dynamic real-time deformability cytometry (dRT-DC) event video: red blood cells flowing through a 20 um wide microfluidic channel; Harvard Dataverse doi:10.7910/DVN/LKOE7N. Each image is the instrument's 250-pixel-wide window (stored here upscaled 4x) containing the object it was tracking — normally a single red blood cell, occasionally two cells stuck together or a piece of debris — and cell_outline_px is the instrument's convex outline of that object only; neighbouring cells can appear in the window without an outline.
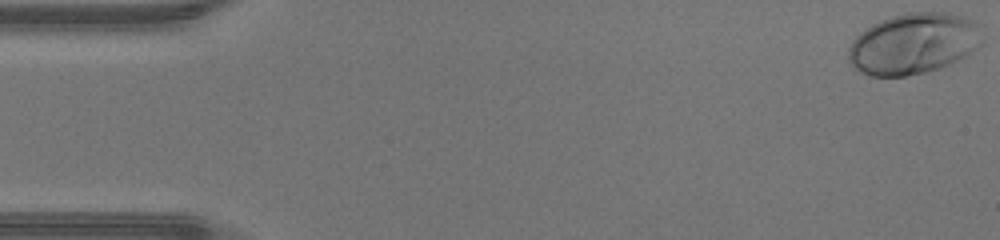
{"species": "human", "species_latin": "Homo sapiens", "temperature_condition": "warm", "stored_images_in_passage": 47, "camera_frame_rate_fps": 3000, "um_per_image_px": 0.085, "donor": {"sex": "male"}, "frame": {"image": 1, "passage_image": 1, "time_ms": 0.0, "image_size_px": [1000, 240], "cell_outline_px": [[984, 44], [964, 56], [940, 68], [924, 72], [904, 76], [868, 76], [856, 68], [848, 60], [848, 48], [852, 40], [860, 32], [872, 24], [880, 20], [892, 16], [908, 12], [948, 12], [964, 16], [972, 20], [976, 24], [984, 40]], "centroid_in_image_um": [77.64, 3.7], "position_along_channel_um": 7.4, "area_um2": 47.63}}
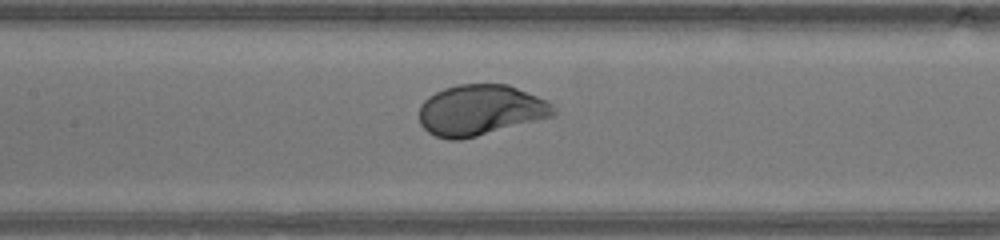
{"frame": {"image": 2, "passage_image": 22, "time_ms": 7.0, "image_size_px": [1000, 240], "cell_outline_px": [[556, 116], [460, 140], [448, 140], [436, 136], [428, 132], [420, 124], [420, 104], [428, 96], [444, 88], [456, 84], [508, 84], [548, 100], [552, 104], [556, 112]], "centroid_in_image_um": [40.85, 9.36], "position_along_channel_um": 166.6, "area_um2": 39.94}}
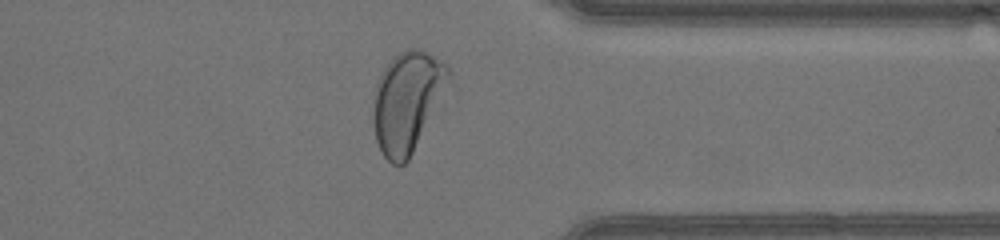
{"frame": {"image": 3, "passage_image": 37, "time_ms": 12.0, "image_size_px": [1000, 240], "cell_outline_px": [[452, 84], [408, 160], [404, 164], [392, 164], [384, 156], [376, 140], [372, 116], [376, 84], [384, 68], [400, 52], [408, 48], [420, 48], [444, 64], [452, 72]], "centroid_in_image_um": [34.66, 8.63], "position_along_channel_um": 376.7, "area_um2": 44.27}, "authors_computed_cell_mechanics": {"area_um2": 40.3444, "velocity_mm_per_s": 4.3559, "shape_relaxation_time_tau1_ms": 1.9695, "shape_relaxation_time_tau2_ms": null, "deformation_change_tau1": 0.171, "deformation_change_tau2": null}}